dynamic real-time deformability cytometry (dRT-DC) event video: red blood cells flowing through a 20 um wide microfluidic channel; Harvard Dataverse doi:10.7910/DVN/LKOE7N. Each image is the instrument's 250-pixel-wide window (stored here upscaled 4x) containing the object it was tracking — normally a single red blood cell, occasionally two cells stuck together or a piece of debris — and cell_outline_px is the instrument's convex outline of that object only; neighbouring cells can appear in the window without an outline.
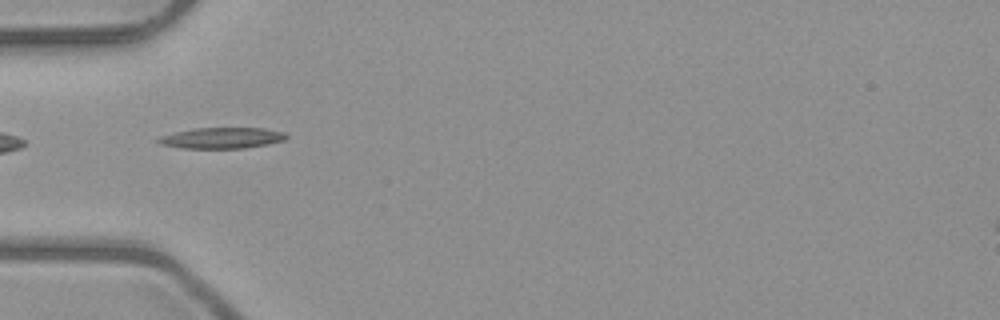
{"species": "common noctule bat (a hibernating species)", "species_latin": "Nyctalus noctula", "temperature_condition": "room temperature", "stored_images_in_passage": 1, "camera_frame_rate_fps": 3000, "um_per_image_px": 0.085, "animal": {"sex": "male", "body_mass_g": 23.1, "forearm_length_mm": 52.7}, "frame": {"image": 1, "passage_image": 1, "time_ms": 0.0, "image_size_px": [1000, 320], "cell_outline_px": [[288, 136], [284, 140], [268, 144], [244, 148], [180, 148], [160, 144], [156, 140], [160, 136], [176, 132], [196, 128], [264, 128], [284, 132]], "centroid_in_image_um": [18.86, 11.73], "position_along_channel_um": 66.1, "area_um2": 15.55}}